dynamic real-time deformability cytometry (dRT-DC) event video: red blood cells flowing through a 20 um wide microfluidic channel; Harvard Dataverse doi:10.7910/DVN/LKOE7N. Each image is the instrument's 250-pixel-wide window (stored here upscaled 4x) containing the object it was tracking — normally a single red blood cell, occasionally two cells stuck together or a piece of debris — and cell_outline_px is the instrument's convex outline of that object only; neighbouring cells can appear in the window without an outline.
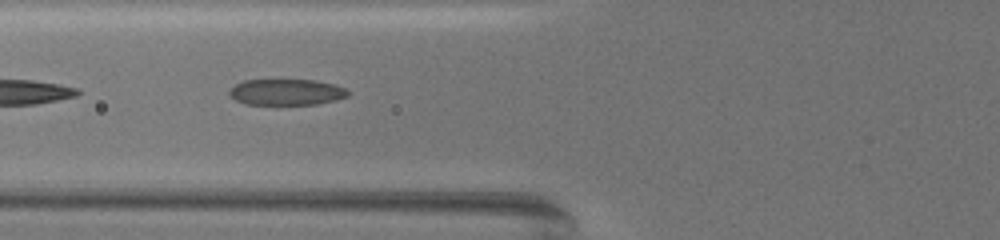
{"species": "common noctule bat (a hibernating species)", "species_latin": "Nyctalus noctula", "temperature_condition": "warm", "stored_images_in_passage": 8, "camera_frame_rate_fps": 3000, "um_per_image_px": 0.085, "animal": {"sex": "female", "body_mass_g": 19.5, "forearm_length_mm": 54.1}, "frame": {"image": 1, "passage_image": 5, "time_ms": 1.333, "image_size_px": [1000, 240], "cell_outline_px": [[348, 96], [336, 100], [316, 104], [248, 104], [236, 100], [228, 96], [228, 92], [236, 84], [244, 80], [316, 80], [332, 84], [344, 88], [348, 92]], "centroid_in_image_um": [24.32, 7.83], "position_along_channel_um": 101.5, "area_um2": 17.86}}